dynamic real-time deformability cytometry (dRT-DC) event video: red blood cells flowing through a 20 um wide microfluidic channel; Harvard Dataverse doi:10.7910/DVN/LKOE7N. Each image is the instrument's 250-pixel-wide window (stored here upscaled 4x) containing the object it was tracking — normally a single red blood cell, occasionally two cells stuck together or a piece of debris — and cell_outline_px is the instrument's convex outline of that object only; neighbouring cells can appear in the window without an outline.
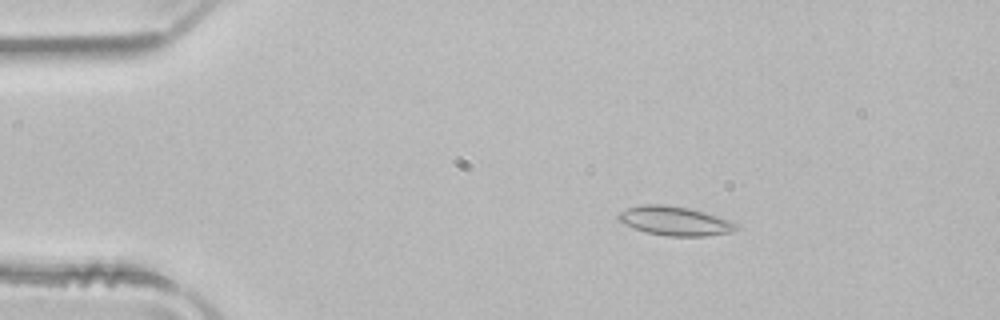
{"species": "common noctule bat (a hibernating species)", "species_latin": "Nyctalus noctula", "temperature_condition": "room temperature", "stored_images_in_passage": 51, "camera_frame_rate_fps": 3000, "um_per_image_px": 0.085, "animal": {"sex": "male", "body_mass_g": 21.5, "forearm_length_mm": 52.0}, "frame": {"image": 1, "passage_image": 9, "time_ms": 2.667, "image_size_px": [1000, 320], "cell_outline_px": [[740, 228], [732, 232], [704, 236], [668, 236], [644, 232], [624, 224], [616, 220], [616, 216], [620, 212], [628, 208], [640, 204], [664, 204], [692, 208], [728, 220], [736, 224]], "centroid_in_image_um": [57.32, 18.77], "position_along_channel_um": 27.7, "area_um2": 20.11}}
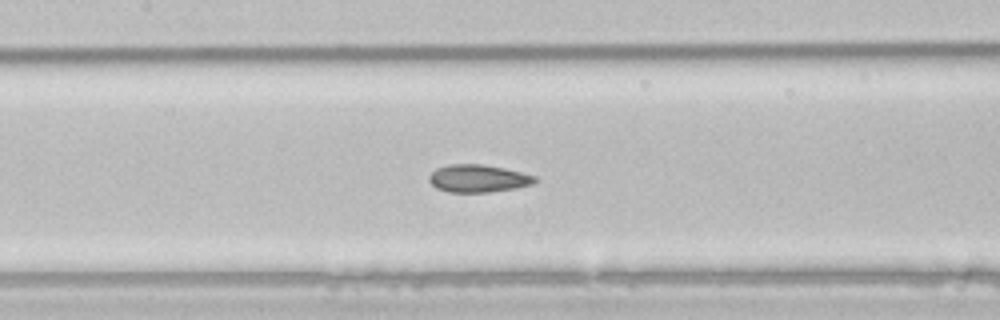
{"frame": {"image": 2, "passage_image": 24, "time_ms": 7.667, "image_size_px": [1000, 320], "cell_outline_px": [[536, 180], [532, 184], [512, 188], [488, 192], [448, 192], [436, 188], [428, 180], [428, 176], [436, 168], [448, 164], [480, 164], [504, 168], [536, 176]], "centroid_in_image_um": [40.58, 15.16], "position_along_channel_um": 166.8, "area_um2": 16.88}}
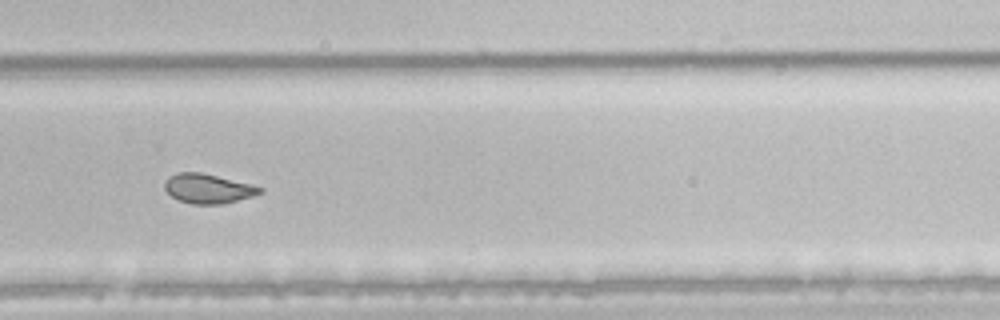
{"frame": {"image": 3, "passage_image": 35, "time_ms": 11.333, "image_size_px": [1000, 320], "cell_outline_px": [[264, 192], [252, 196], [224, 204], [192, 204], [180, 200], [172, 196], [164, 188], [164, 184], [168, 176], [176, 172], [200, 172], [252, 184], [264, 188]], "centroid_in_image_um": [17.7, 16.02], "position_along_channel_um": 312.1, "area_um2": 16.42}, "authors_computed_cell_mechanics": {"area_um2": 18.5538, "velocity_mm_per_s": 3.9779, "shape_relaxation_time_tau1_ms": null, "shape_relaxation_time_tau2_ms": 1.9239, "deformation_change_tau1": null, "deformation_change_tau2": 0.0579}}